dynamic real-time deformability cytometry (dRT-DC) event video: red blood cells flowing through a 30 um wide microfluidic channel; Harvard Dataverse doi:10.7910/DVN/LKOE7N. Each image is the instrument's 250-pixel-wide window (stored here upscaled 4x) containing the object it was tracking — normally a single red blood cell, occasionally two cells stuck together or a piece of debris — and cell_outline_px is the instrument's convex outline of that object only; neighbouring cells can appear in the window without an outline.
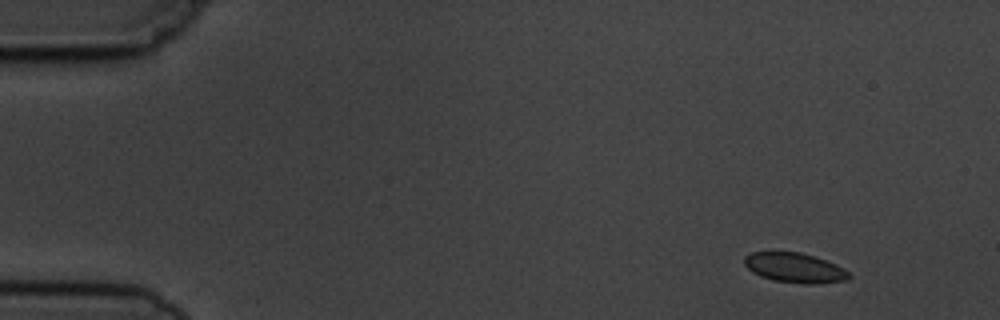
{"species": "common noctule bat (a hibernating species)", "species_latin": "Nyctalus noctula", "temperature_condition": "cold", "stored_images_in_passage": 6, "camera_frame_rate_fps": 3000, "um_per_image_px": 0.085, "animal": {"sex": "male", "body_mass_g": 19.5, "forearm_length_mm": 54.6}, "frame": {"image": 1, "passage_image": 2, "time_ms": 1.333, "image_size_px": [1000, 320], "cell_outline_px": [[852, 276], [848, 280], [812, 284], [804, 284], [772, 280], [760, 276], [752, 272], [744, 264], [744, 256], [752, 252], [800, 252], [816, 256], [836, 264], [844, 268]], "centroid_in_image_um": [67.56, 22.76], "position_along_channel_um": 17.4, "area_um2": 18.32}}